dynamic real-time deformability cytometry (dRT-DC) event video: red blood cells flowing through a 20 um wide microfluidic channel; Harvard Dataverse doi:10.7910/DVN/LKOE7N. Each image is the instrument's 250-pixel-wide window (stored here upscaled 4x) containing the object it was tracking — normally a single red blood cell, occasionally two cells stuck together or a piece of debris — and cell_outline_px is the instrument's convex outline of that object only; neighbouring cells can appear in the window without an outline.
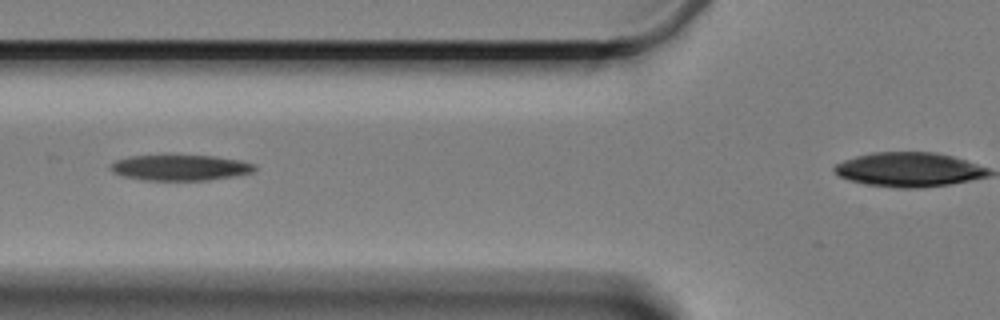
{"species": "Egyptian fruit bat (a non-hibernating species)", "species_latin": "Rousettus aegyptiacus", "temperature_condition": "cold", "stored_images_in_passage": 8, "camera_frame_rate_fps": 3000, "um_per_image_px": 0.085, "animal": {"sex": "female"}, "frame": {"image": 1, "passage_image": 4, "time_ms": 3.667, "image_size_px": [1000, 320], "cell_outline_px": [[256, 172], [236, 176], [208, 180], [144, 180], [124, 176], [112, 172], [108, 168], [108, 164], [116, 160], [128, 156], [216, 156], [240, 160], [256, 164]], "centroid_in_image_um": [15.34, 14.25], "position_along_channel_um": 110.5, "area_um2": 21.73}}
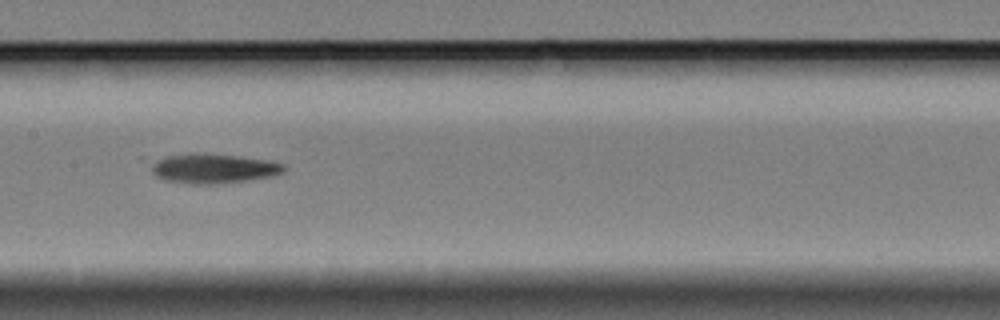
{"frame": {"image": 2, "passage_image": 6, "time_ms": 6.0, "image_size_px": [1000, 320], "cell_outline_px": [[288, 168], [284, 172], [268, 176], [248, 180], [212, 184], [192, 184], [164, 180], [156, 176], [152, 172], [148, 160], [164, 156], [188, 152], [204, 152], [240, 156], [268, 160], [284, 164]], "centroid_in_image_um": [18.04, 14.29], "position_along_channel_um": 189.4, "area_um2": 23.52}}
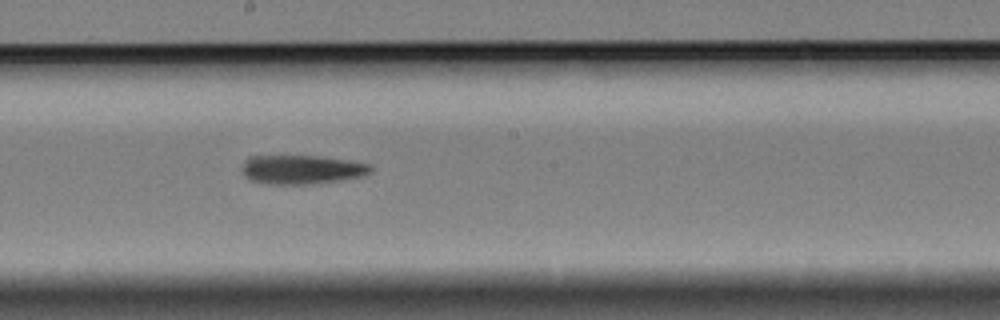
{"frame": {"image": 3, "passage_image": 7, "time_ms": 7.0, "image_size_px": [1000, 320], "cell_outline_px": [[372, 172], [364, 176], [344, 180], [320, 184], [268, 184], [248, 180], [244, 176], [244, 160], [248, 156], [320, 156], [348, 160], [372, 164]], "centroid_in_image_um": [25.71, 14.42], "position_along_channel_um": 222.5, "area_um2": 22.14}}